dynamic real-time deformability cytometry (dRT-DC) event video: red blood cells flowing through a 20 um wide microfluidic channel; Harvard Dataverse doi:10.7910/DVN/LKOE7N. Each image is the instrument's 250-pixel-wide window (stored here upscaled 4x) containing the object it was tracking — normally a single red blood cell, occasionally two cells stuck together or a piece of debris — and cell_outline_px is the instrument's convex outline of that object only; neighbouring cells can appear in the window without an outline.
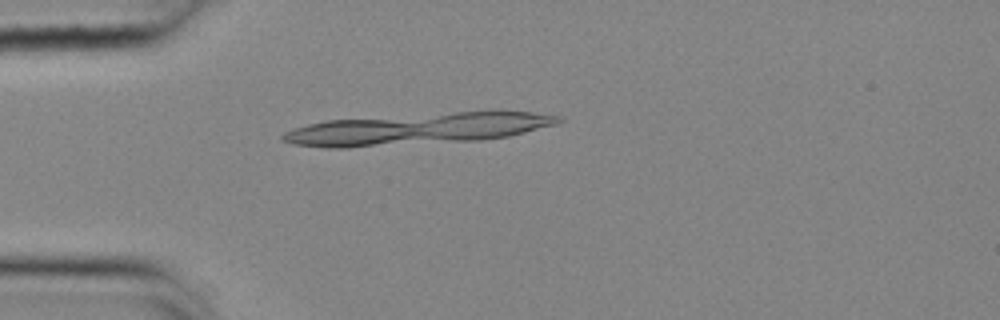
{"species": "common noctule bat (a hibernating species)", "species_latin": "Nyctalus noctula", "temperature_condition": "cold", "stored_images_in_passage": 18, "camera_frame_rate_fps": 3000, "um_per_image_px": 0.085, "animal": {"sex": "female", "body_mass_g": 25.1}, "frame": {"image": 1, "passage_image": 13, "time_ms": 4.0, "image_size_px": [1000, 320], "cell_outline_px": [[564, 120], [556, 124], [508, 136], [480, 140], [348, 148], [328, 148], [292, 144], [280, 140], [280, 136], [284, 132], [292, 128], [308, 124], [328, 120], [488, 108], [496, 108], [532, 112], [560, 116]], "centroid_in_image_um": [35.55, 10.91], "position_along_channel_um": 49.5, "area_um2": 52.37}}